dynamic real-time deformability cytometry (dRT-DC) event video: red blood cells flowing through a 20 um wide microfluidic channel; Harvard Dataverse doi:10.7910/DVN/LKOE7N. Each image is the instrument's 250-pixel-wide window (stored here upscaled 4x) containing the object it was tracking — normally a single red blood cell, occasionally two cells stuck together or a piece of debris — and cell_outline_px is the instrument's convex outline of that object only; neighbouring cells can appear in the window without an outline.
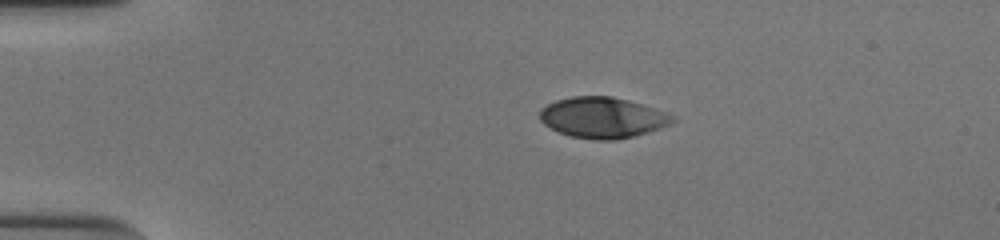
{"species": "human", "species_latin": "Homo sapiens", "temperature_condition": "cold", "stored_images_in_passage": 43, "camera_frame_rate_fps": 3000, "um_per_image_px": 0.085, "donor": {"sex": "male"}, "frame": {"image": 1, "passage_image": 1, "time_ms": 0.0, "image_size_px": [1000, 240], "cell_outline_px": [[676, 120], [672, 124], [648, 132], [616, 140], [596, 140], [572, 136], [560, 132], [544, 124], [540, 120], [540, 108], [556, 100], [572, 96], [612, 96], [628, 100], [676, 116]], "centroid_in_image_um": [51.22, 9.99], "position_along_channel_um": 33.8, "area_um2": 31.39}}
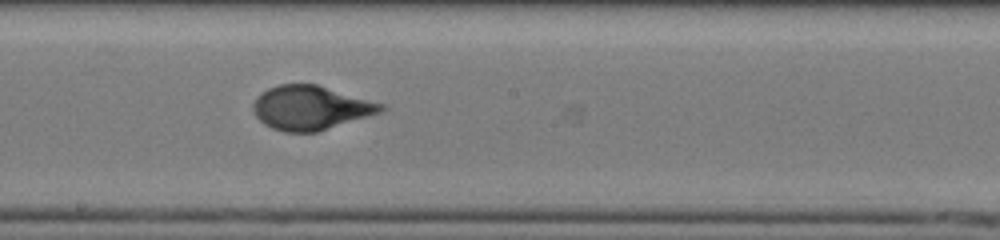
{"frame": {"image": 2, "passage_image": 20, "time_ms": 6.333, "image_size_px": [1000, 240], "cell_outline_px": [[388, 108], [380, 112], [316, 132], [284, 132], [272, 128], [264, 124], [256, 116], [252, 108], [252, 104], [256, 96], [268, 88], [276, 84], [316, 84], [384, 104]], "centroid_in_image_um": [26.36, 9.15], "position_along_channel_um": 221.8, "area_um2": 32.66}}
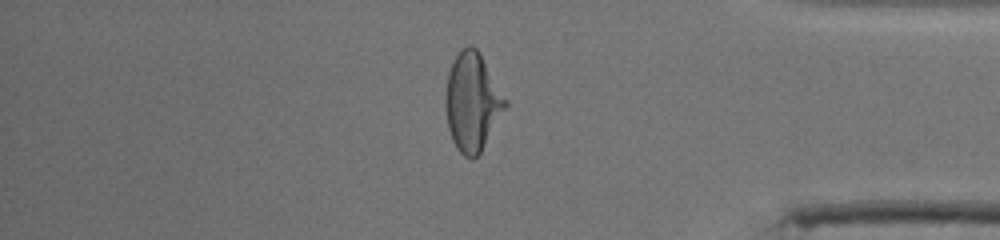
{"frame": {"image": 3, "passage_image": 35, "time_ms": 11.333, "image_size_px": [1000, 240], "cell_outline_px": [[508, 104], [480, 152], [472, 160], [464, 156], [456, 148], [452, 140], [448, 128], [444, 108], [444, 96], [448, 72], [456, 56], [468, 44], [472, 44], [480, 52], [508, 100]], "centroid_in_image_um": [40.13, 8.65], "position_along_channel_um": 395.1, "area_um2": 34.39}, "authors_computed_cell_mechanics": {"area_um2": 33.235, "velocity_mm_per_s": 3.8835, "shape_relaxation_time_tau1_ms": 3.9253, "shape_relaxation_time_tau2_ms": null, "deformation_change_tau1": 0.2173, "deformation_change_tau2": null}}